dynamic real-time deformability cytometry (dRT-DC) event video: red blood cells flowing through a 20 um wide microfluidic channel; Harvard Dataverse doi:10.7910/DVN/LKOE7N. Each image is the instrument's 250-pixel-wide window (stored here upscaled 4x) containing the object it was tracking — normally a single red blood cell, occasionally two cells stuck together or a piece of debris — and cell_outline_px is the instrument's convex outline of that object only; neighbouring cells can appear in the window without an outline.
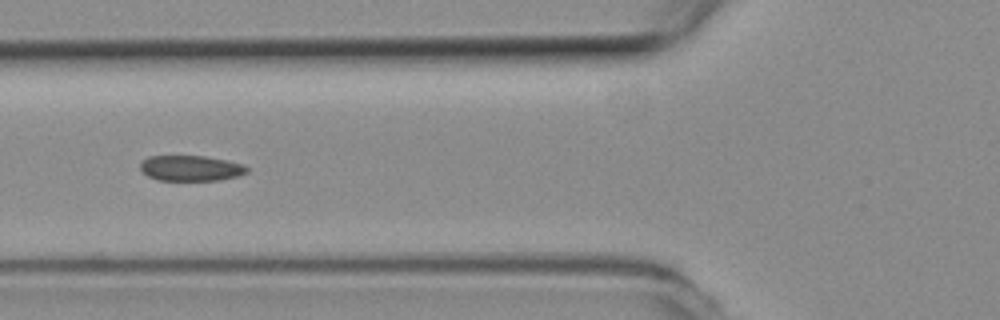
{"species": "common noctule bat (a hibernating species)", "species_latin": "Nyctalus noctula", "temperature_condition": "room temperature", "stored_images_in_passage": 7, "camera_frame_rate_fps": 3000, "um_per_image_px": 0.085, "animal": {"sex": "female", "body_mass_g": 19.3, "forearm_length_mm": 54.1}, "frame": {"image": 1, "passage_image": 5, "time_ms": 1.333, "image_size_px": [1000, 320], "cell_outline_px": [[248, 172], [236, 176], [220, 180], [156, 180], [148, 176], [140, 168], [140, 164], [148, 156], [204, 156], [228, 160], [244, 164], [248, 168]], "centroid_in_image_um": [16.24, 14.29], "position_along_channel_um": 109.6, "area_um2": 15.84}}
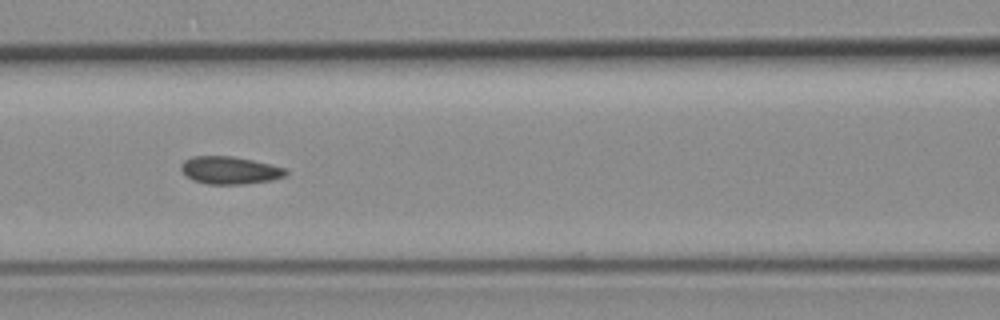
{"frame": {"image": 2, "passage_image": 6, "time_ms": 1.667, "image_size_px": [1000, 320], "cell_outline_px": [[288, 172], [284, 176], [272, 180], [244, 184], [208, 184], [192, 180], [180, 168], [180, 164], [184, 160], [192, 156], [232, 156], [252, 160], [284, 168]], "centroid_in_image_um": [19.5, 14.47], "position_along_channel_um": 147.1, "area_um2": 16.7}}
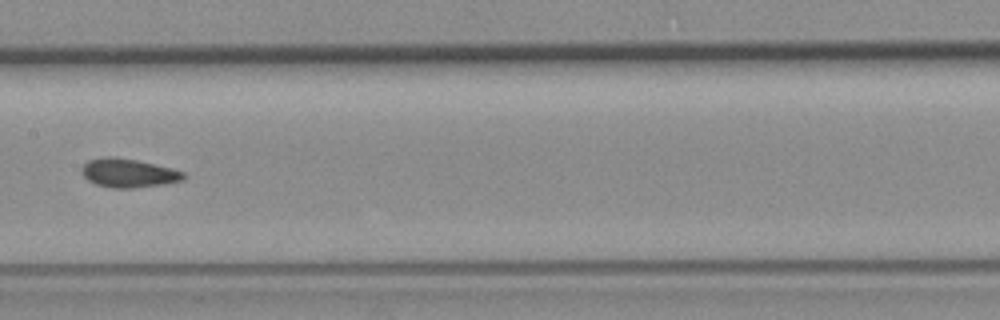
{"frame": {"image": 3, "passage_image": 7, "time_ms": 2.0, "image_size_px": [1000, 320], "cell_outline_px": [[184, 180], [164, 184], [132, 188], [112, 188], [96, 184], [88, 180], [84, 176], [80, 168], [88, 160], [104, 156], [112, 156], [136, 160], [172, 168], [184, 172]], "centroid_in_image_um": [10.9, 14.7], "position_along_channel_um": 196.5, "area_um2": 17.05}}